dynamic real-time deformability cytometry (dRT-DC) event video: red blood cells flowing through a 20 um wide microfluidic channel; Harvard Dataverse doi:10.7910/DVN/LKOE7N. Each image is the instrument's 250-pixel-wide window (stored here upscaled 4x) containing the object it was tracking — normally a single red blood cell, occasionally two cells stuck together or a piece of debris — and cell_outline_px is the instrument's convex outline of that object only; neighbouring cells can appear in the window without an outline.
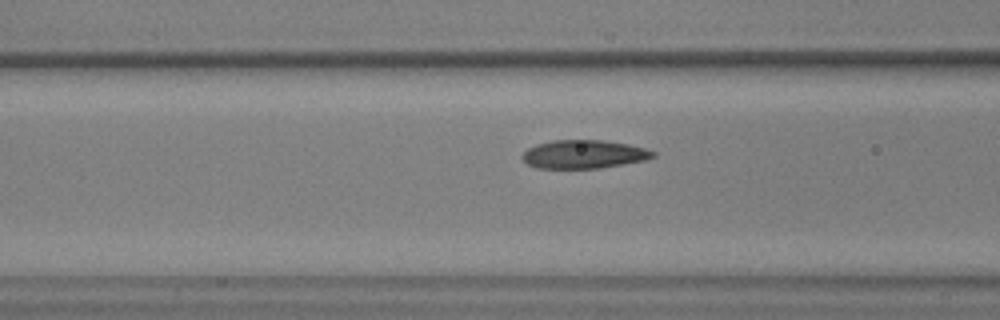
{"species": "common noctule bat (a hibernating species)", "species_latin": "Nyctalus noctula", "temperature_condition": "warm", "stored_images_in_passage": 41, "camera_frame_rate_fps": 3000, "um_per_image_px": 0.085, "animal": {"sex": "male", "body_mass_g": 17.9, "forearm_length_mm": 54.2}, "frame": {"image": 1, "passage_image": 7, "time_ms": 2.0, "image_size_px": [1000, 320], "cell_outline_px": [[656, 156], [644, 160], [624, 164], [600, 168], [536, 168], [528, 164], [520, 156], [528, 148], [536, 144], [552, 140], [600, 140], [628, 144], [644, 148], [656, 152]], "centroid_in_image_um": [49.61, 13.11], "position_along_channel_um": 117.0, "area_um2": 21.62}}
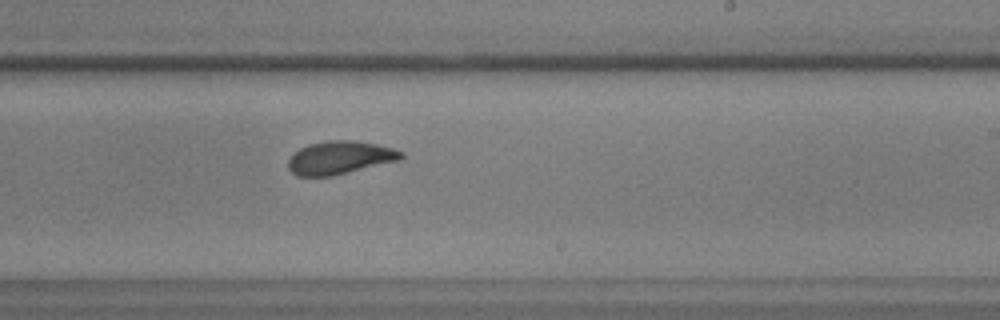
{"frame": {"image": 2, "passage_image": 19, "time_ms": 6.0, "image_size_px": [1000, 320], "cell_outline_px": [[404, 156], [400, 160], [332, 176], [296, 176], [288, 168], [288, 160], [300, 148], [308, 144], [328, 140], [352, 140], [376, 144], [392, 148], [404, 152]], "centroid_in_image_um": [28.9, 13.4], "position_along_channel_um": 260.1, "area_um2": 21.73}}
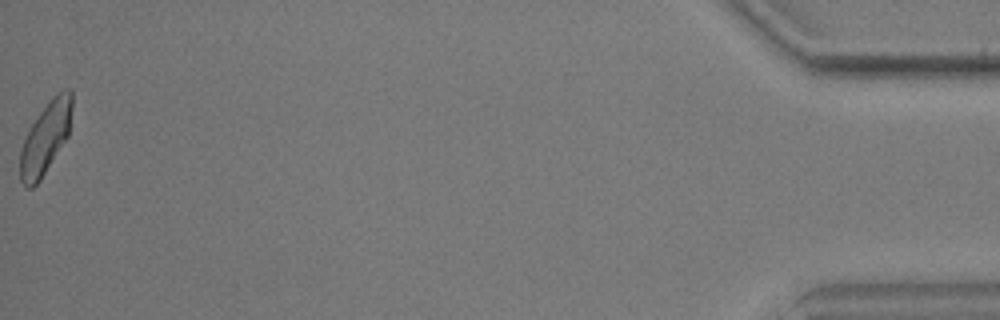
{"frame": {"image": 3, "passage_image": 41, "time_ms": 13.333, "image_size_px": [1000, 320], "cell_outline_px": [[72, 108], [68, 136], [40, 180], [32, 188], [28, 188], [20, 180], [20, 148], [24, 136], [40, 112], [52, 96], [64, 88], [72, 88]], "centroid_in_image_um": [3.87, 11.69], "position_along_channel_um": 431.3, "area_um2": 21.68}, "authors_computed_cell_mechanics": {"area_um2": 21.7328, "velocity_mm_per_s": 3.5834, "shape_relaxation_time_tau1_ms": 3.7216, "shape_relaxation_time_tau2_ms": 1.7475, "deformation_change_tau1": 0.1341, "deformation_change_tau2": 0.0564}}